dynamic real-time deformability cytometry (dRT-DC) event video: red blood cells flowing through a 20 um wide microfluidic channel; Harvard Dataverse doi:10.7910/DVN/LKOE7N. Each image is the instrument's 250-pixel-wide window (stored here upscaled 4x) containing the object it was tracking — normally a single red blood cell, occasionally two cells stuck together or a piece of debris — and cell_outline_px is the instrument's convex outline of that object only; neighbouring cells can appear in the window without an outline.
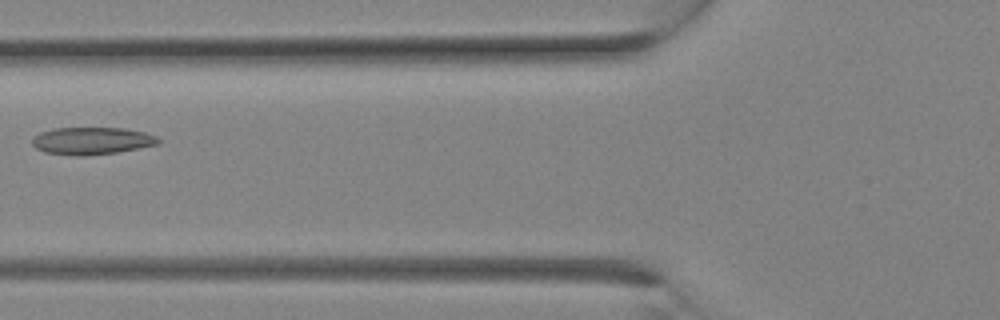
{"species": "Egyptian fruit bat (a non-hibernating species)", "species_latin": "Rousettus aegyptiacus", "temperature_condition": "room temperature", "stored_images_in_passage": 20, "camera_frame_rate_fps": 3000, "um_per_image_px": 0.085, "animal": {"sex": "female"}, "frame": {"image": 1, "passage_image": 11, "time_ms": 3.333, "image_size_px": [1000, 320], "cell_outline_px": [[160, 144], [116, 152], [84, 156], [72, 156], [44, 152], [36, 148], [32, 144], [32, 136], [40, 132], [52, 128], [124, 128], [144, 132], [156, 136], [160, 140]], "centroid_in_image_um": [7.76, 11.97], "position_along_channel_um": 118.0, "area_um2": 20.23}}
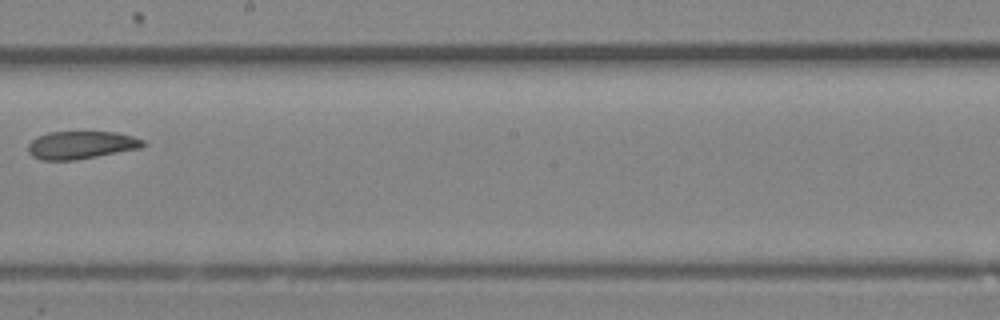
{"frame": {"image": 2, "passage_image": 16, "time_ms": 5.0, "image_size_px": [1000, 320], "cell_outline_px": [[148, 144], [140, 148], [76, 160], [40, 160], [32, 156], [28, 152], [28, 144], [36, 136], [48, 132], [116, 132], [132, 136], [144, 140]], "centroid_in_image_um": [6.88, 12.32], "position_along_channel_um": 241.3, "area_um2": 18.73}}
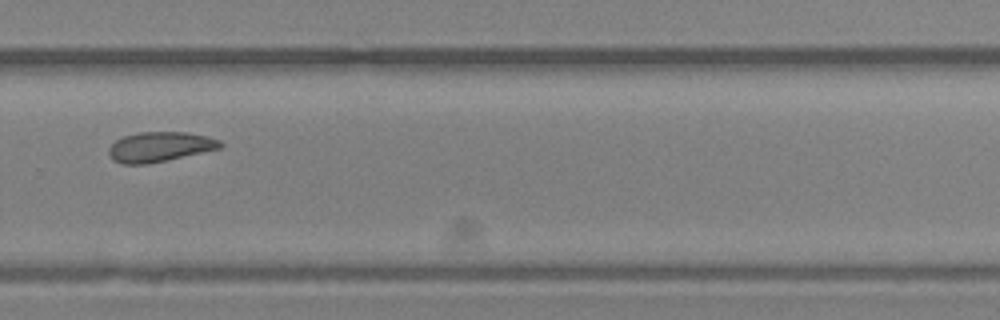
{"frame": {"image": 3, "passage_image": 19, "time_ms": 6.0, "image_size_px": [1000, 320], "cell_outline_px": [[224, 144], [220, 148], [148, 164], [124, 164], [112, 160], [108, 152], [108, 148], [116, 140], [124, 136], [140, 132], [184, 132], [208, 136], [220, 140]], "centroid_in_image_um": [13.57, 12.48], "position_along_channel_um": 316.2, "area_um2": 19.31}}